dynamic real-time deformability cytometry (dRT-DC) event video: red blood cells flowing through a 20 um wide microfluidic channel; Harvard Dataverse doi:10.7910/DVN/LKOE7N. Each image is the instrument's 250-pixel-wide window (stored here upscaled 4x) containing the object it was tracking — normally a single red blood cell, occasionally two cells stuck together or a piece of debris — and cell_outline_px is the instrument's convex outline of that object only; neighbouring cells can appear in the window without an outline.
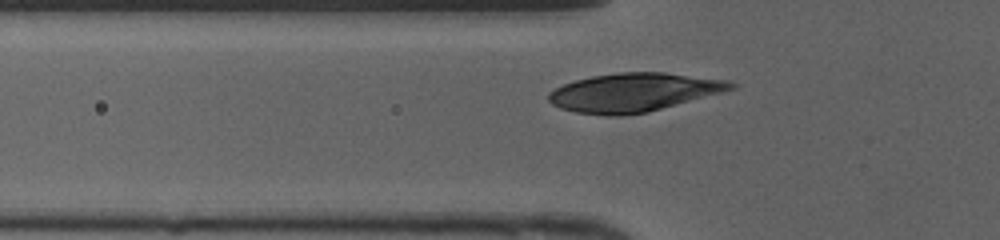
{"species": "human", "species_latin": "Homo sapiens", "temperature_condition": "cold", "stored_images_in_passage": 32, "camera_frame_rate_fps": 3000, "um_per_image_px": 0.085, "donor": {"sex": "female"}, "frame": {"image": 1, "passage_image": 8, "time_ms": 2.333, "image_size_px": [1000, 240], "cell_outline_px": [[736, 88], [648, 112], [620, 116], [608, 116], [576, 112], [560, 108], [552, 104], [548, 100], [548, 92], [564, 84], [576, 80], [592, 76], [620, 72], [664, 72], [728, 80], [736, 84]], "centroid_in_image_um": [53.85, 7.85], "position_along_channel_um": 72.0, "area_um2": 40.81}}
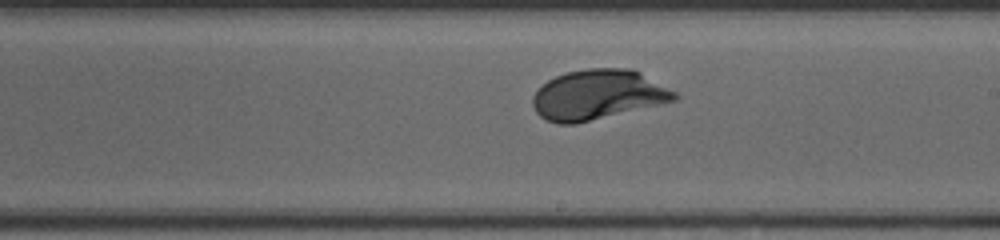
{"frame": {"image": 2, "passage_image": 20, "time_ms": 6.333, "image_size_px": [1000, 240], "cell_outline_px": [[680, 96], [676, 100], [576, 124], [556, 124], [544, 120], [536, 112], [532, 104], [532, 96], [548, 80], [556, 76], [568, 72], [588, 68], [632, 68], [640, 72], [676, 92]], "centroid_in_image_um": [50.8, 8.06], "position_along_channel_um": 238.2, "area_um2": 41.15}}
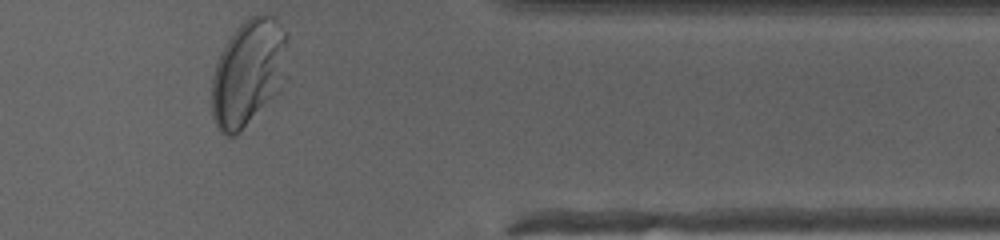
{"frame": {"image": 3, "passage_image": 32, "time_ms": 10.333, "image_size_px": [1000, 240], "cell_outline_px": [[288, 80], [280, 92], [236, 136], [224, 136], [220, 132], [212, 116], [212, 76], [220, 52], [224, 44], [236, 28], [244, 20], [260, 12], [276, 16], [288, 36]], "centroid_in_image_um": [21.18, 6.15], "position_along_channel_um": 390.2, "area_um2": 48.73}, "authors_computed_cell_mechanics": {"area_um2": 40.4022, "velocity_mm_per_s": 4.1651, "shape_relaxation_time_tau1_ms": 2.1622, "shape_relaxation_time_tau2_ms": null, "deformation_change_tau1": 0.1535, "deformation_change_tau2": null}}